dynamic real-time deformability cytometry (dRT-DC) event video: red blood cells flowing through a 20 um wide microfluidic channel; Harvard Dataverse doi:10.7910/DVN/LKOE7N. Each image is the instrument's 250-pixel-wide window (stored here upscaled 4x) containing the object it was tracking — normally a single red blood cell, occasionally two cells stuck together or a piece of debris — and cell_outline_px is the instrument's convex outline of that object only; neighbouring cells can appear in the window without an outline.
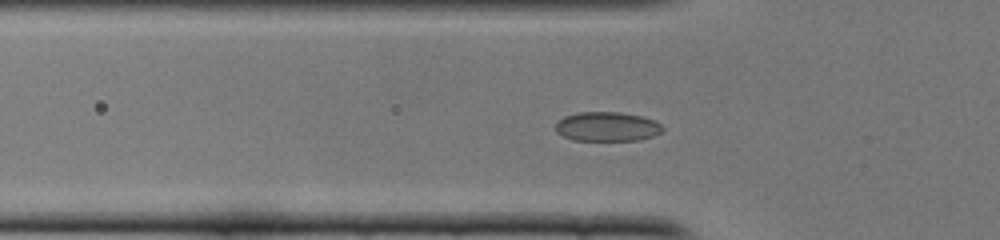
{"species": "common noctule bat (a hibernating species)", "species_latin": "Nyctalus noctula", "temperature_condition": "cold", "stored_images_in_passage": 52, "camera_frame_rate_fps": 3000, "um_per_image_px": 0.085, "animal": {"sex": "female", "body_mass_g": 22.0, "forearm_length_mm": 56.7}, "frame": {"image": 1, "passage_image": 16, "time_ms": 5.0, "image_size_px": [1000, 240], "cell_outline_px": [[664, 128], [660, 132], [652, 136], [640, 140], [572, 140], [556, 132], [556, 120], [564, 116], [580, 112], [620, 112], [640, 116], [656, 120]], "centroid_in_image_um": [51.59, 10.75], "position_along_channel_um": 74.2, "area_um2": 18.32}}
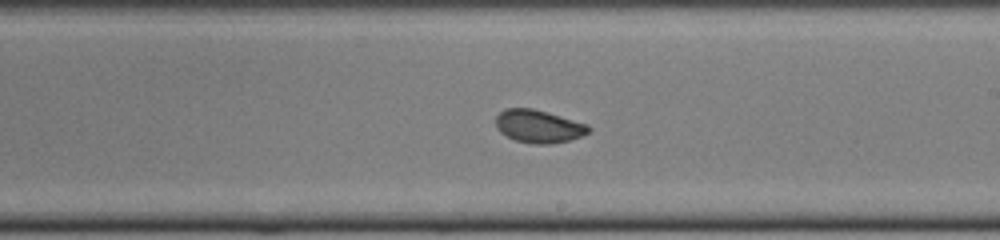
{"frame": {"image": 2, "passage_image": 29, "time_ms": 9.333, "image_size_px": [1000, 240], "cell_outline_px": [[592, 128], [588, 132], [580, 136], [568, 140], [552, 144], [532, 144], [516, 140], [500, 132], [496, 128], [496, 116], [504, 108], [532, 108], [588, 124]], "centroid_in_image_um": [45.76, 10.73], "position_along_channel_um": 243.2, "area_um2": 17.69}}
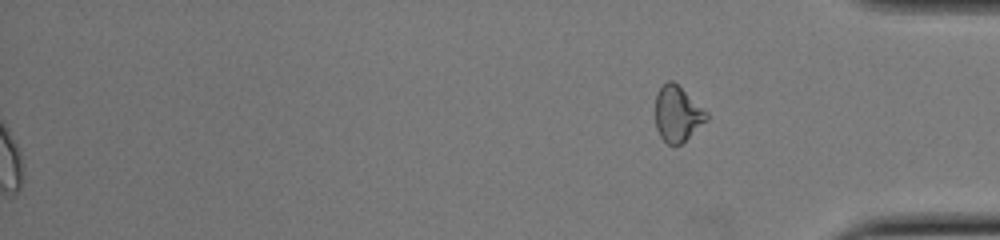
{"frame": {"image": 3, "passage_image": 52, "time_ms": 17.0, "image_size_px": [1000, 240], "cell_outline_px": [[708, 120], [680, 144], [668, 144], [660, 136], [656, 128], [656, 92], [668, 80], [672, 80], [708, 112]], "centroid_in_image_um": [57.58, 9.67], "position_along_channel_um": 377.6, "area_um2": 16.36}, "authors_computed_cell_mechanics": {"area_um2": 18.2648, "velocity_mm_per_s": 3.9074, "shape_relaxation_time_tau1_ms": 4.5662, "shape_relaxation_time_tau2_ms": 0.9435, "deformation_change_tau1": 0.1098, "deformation_change_tau2": 0.0417}}